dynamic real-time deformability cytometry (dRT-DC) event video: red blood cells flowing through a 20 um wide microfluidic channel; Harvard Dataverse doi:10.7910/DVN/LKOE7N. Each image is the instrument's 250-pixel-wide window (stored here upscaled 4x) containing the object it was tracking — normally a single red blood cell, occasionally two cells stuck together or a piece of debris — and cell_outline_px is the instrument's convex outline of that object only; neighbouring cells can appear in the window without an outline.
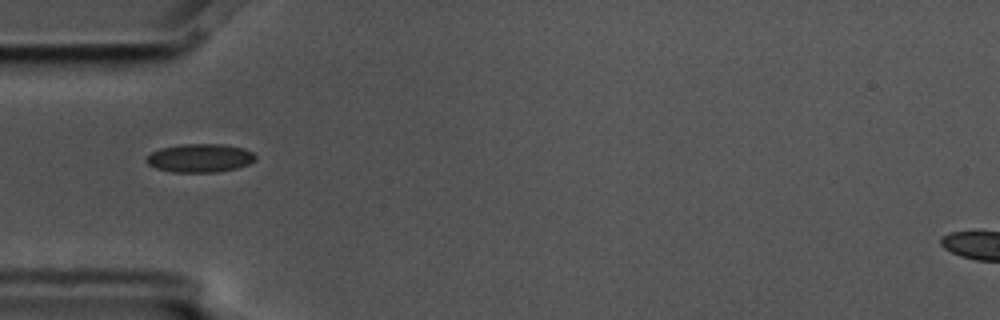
{"species": "common noctule bat (a hibernating species)", "species_latin": "Nyctalus noctula", "temperature_condition": "cold", "stored_images_in_passage": 15, "camera_frame_rate_fps": 3000, "um_per_image_px": 0.085, "animal": {"sex": "male", "body_mass_g": 17.5, "forearm_length_mm": 52.3}, "frame": {"image": 1, "passage_image": 5, "time_ms": 1.333, "image_size_px": [1000, 320], "cell_outline_px": [[256, 160], [248, 164], [236, 168], [216, 172], [172, 172], [156, 168], [148, 164], [148, 156], [152, 152], [160, 148], [180, 144], [224, 144], [244, 148], [252, 152], [256, 156]], "centroid_in_image_um": [17.02, 13.42], "position_along_channel_um": 68.0, "area_um2": 18.03}}
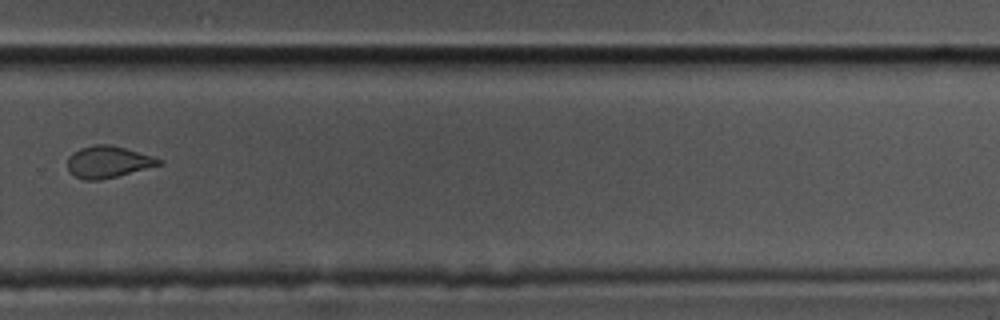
{"frame": {"image": 2, "passage_image": 11, "time_ms": 3.333, "image_size_px": [1000, 320], "cell_outline_px": [[164, 164], [100, 180], [84, 180], [68, 172], [68, 156], [72, 152], [80, 148], [92, 144], [112, 144], [156, 156], [164, 160]], "centroid_in_image_um": [9.22, 13.74], "position_along_channel_um": 320.6, "area_um2": 17.28}}
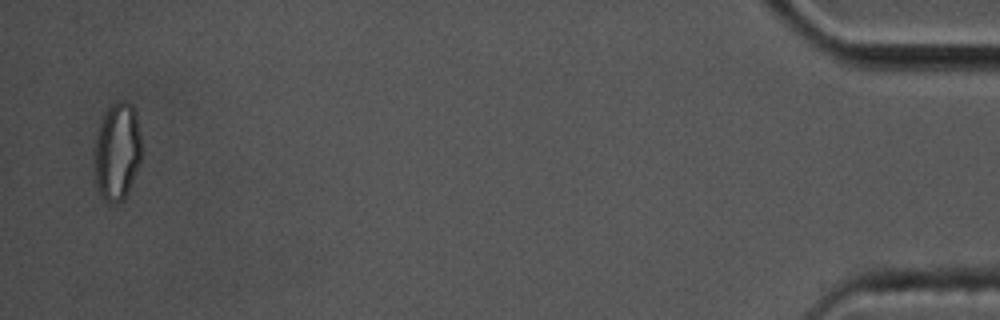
{"frame": {"image": 3, "passage_image": 15, "time_ms": 4.667, "image_size_px": [1000, 320], "cell_outline_px": [[140, 164], [124, 200], [104, 200], [100, 192], [96, 180], [92, 148], [104, 112], [116, 100], [124, 100], [132, 104], [136, 112], [140, 136]], "centroid_in_image_um": [9.94, 12.81], "position_along_channel_um": 425.3, "area_um2": 26.88}}